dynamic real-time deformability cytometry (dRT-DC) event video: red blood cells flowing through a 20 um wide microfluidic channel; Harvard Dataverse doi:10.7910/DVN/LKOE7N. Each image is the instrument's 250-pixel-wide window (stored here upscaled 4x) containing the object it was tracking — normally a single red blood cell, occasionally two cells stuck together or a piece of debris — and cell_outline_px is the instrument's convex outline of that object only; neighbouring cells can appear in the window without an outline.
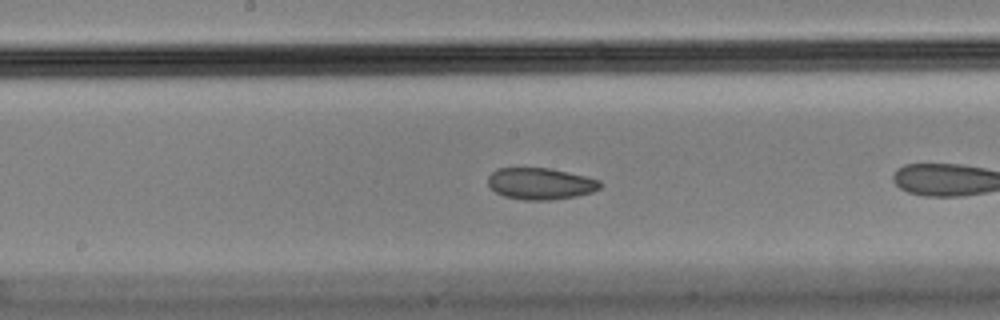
{"species": "Egyptian fruit bat (a non-hibernating species)", "species_latin": "Rousettus aegyptiacus", "temperature_condition": "cold", "stored_images_in_passage": 29, "camera_frame_rate_fps": 3000, "um_per_image_px": 0.085, "animal": {"sex": "male"}, "frame": {"image": 1, "passage_image": 13, "time_ms": 4.0, "image_size_px": [1000, 320], "cell_outline_px": [[604, 184], [600, 188], [592, 192], [576, 196], [548, 200], [524, 200], [504, 196], [496, 192], [488, 184], [488, 176], [496, 168], [548, 168], [568, 172], [600, 180]], "centroid_in_image_um": [45.95, 15.61], "position_along_channel_um": 202.3, "area_um2": 20.63}}